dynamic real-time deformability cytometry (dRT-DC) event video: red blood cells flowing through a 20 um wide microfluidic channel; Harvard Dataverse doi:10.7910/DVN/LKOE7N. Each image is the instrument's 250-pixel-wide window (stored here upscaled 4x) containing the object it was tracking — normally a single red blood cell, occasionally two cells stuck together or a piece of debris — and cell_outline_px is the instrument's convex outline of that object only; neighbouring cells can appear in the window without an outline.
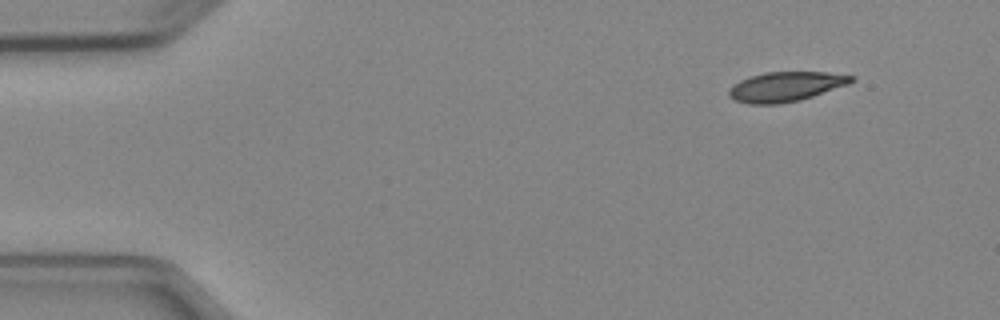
{"species": "Egyptian fruit bat (a non-hibernating species)", "species_latin": "Rousettus aegyptiacus", "temperature_condition": "cold", "stored_images_in_passage": 4, "camera_frame_rate_fps": 3000, "um_per_image_px": 0.085, "animal": {"sex": "female"}, "frame": {"image": 1, "passage_image": 1, "time_ms": 0.0, "image_size_px": [1000, 320], "cell_outline_px": [[856, 80], [848, 84], [800, 100], [780, 104], [748, 104], [736, 100], [728, 96], [728, 88], [732, 84], [740, 80], [764, 72], [828, 72], [856, 76]], "centroid_in_image_um": [66.78, 7.36], "position_along_channel_um": 18.2, "area_um2": 21.27}}
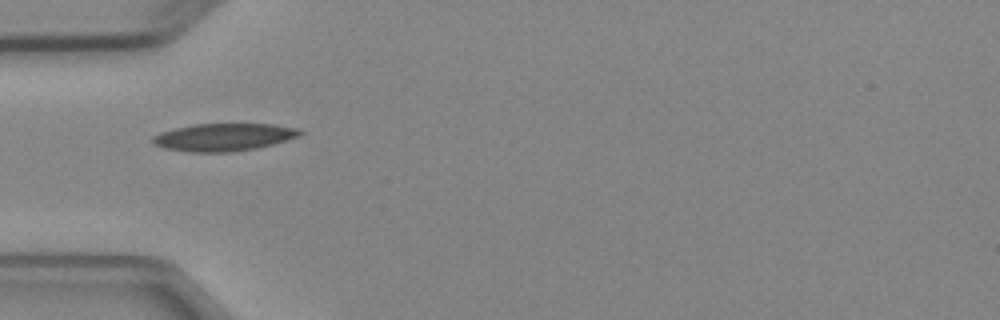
{"frame": {"image": 2, "passage_image": 4, "time_ms": 3.667, "image_size_px": [1000, 320], "cell_outline_px": [[304, 132], [300, 136], [272, 144], [256, 148], [232, 152], [192, 152], [164, 148], [156, 144], [152, 140], [152, 136], [160, 132], [192, 124], [272, 124], [300, 128]], "centroid_in_image_um": [19.05, 11.65], "position_along_channel_um": 66.0, "area_um2": 23.64}}